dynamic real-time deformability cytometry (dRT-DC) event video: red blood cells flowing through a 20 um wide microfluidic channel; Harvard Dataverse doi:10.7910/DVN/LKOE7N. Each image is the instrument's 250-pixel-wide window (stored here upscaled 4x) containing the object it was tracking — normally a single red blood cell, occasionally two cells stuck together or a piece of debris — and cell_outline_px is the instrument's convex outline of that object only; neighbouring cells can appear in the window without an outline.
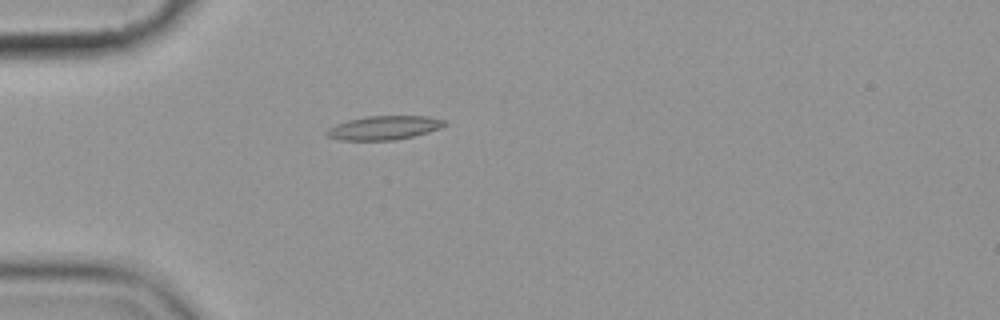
{"species": "common noctule bat (a hibernating species)", "species_latin": "Nyctalus noctula", "temperature_condition": "cold", "stored_images_in_passage": 5, "camera_frame_rate_fps": 3000, "um_per_image_px": 0.085, "animal": {"sex": "female", "body_mass_g": 19.9}, "frame": {"image": 1, "passage_image": 5, "time_ms": 4.667, "image_size_px": [1000, 320], "cell_outline_px": [[448, 124], [440, 128], [428, 132], [396, 140], [340, 140], [328, 136], [324, 132], [328, 128], [336, 124], [348, 120], [368, 116], [428, 116], [444, 120]], "centroid_in_image_um": [32.64, 10.86], "position_along_channel_um": 52.4, "area_um2": 16.36}}